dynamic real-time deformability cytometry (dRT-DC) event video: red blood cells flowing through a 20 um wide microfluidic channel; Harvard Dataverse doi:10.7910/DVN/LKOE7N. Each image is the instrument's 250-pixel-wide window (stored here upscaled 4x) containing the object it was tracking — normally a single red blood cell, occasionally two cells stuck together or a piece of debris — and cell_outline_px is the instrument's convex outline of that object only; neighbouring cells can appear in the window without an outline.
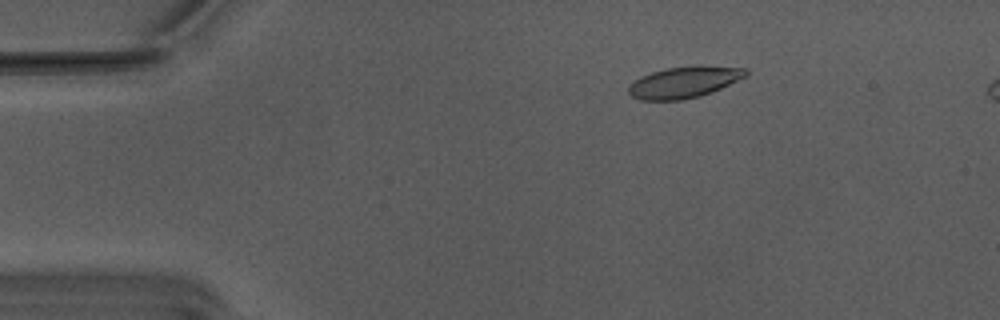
{"species": "Egyptian fruit bat (a non-hibernating species)", "species_latin": "Rousettus aegyptiacus", "temperature_condition": "warm", "stored_images_in_passage": 56, "camera_frame_rate_fps": 3000, "um_per_image_px": 0.085, "animal": {"sex": "male"}, "frame": {"image": 1, "passage_image": 10, "time_ms": 3.0, "image_size_px": [1000, 320], "cell_outline_px": [[748, 76], [712, 92], [700, 96], [680, 100], [640, 100], [632, 96], [628, 92], [628, 88], [640, 76], [652, 72], [668, 68], [744, 68], [748, 72]], "centroid_in_image_um": [58.11, 7.04], "position_along_channel_um": 26.9, "area_um2": 20.46}}
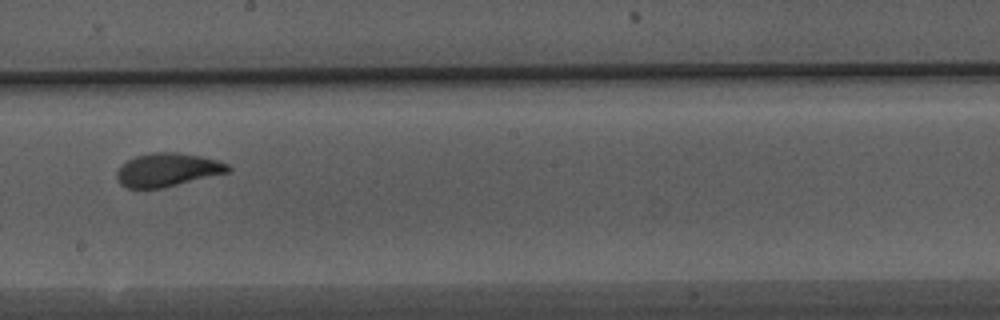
{"frame": {"image": 2, "passage_image": 32, "time_ms": 10.333, "image_size_px": [1000, 320], "cell_outline_px": [[232, 168], [228, 172], [164, 188], [128, 188], [120, 184], [116, 176], [116, 172], [120, 164], [136, 156], [152, 152], [176, 152], [200, 156], [220, 160], [228, 164]], "centroid_in_image_um": [14.23, 14.43], "position_along_channel_um": 234.0, "area_um2": 21.79}}
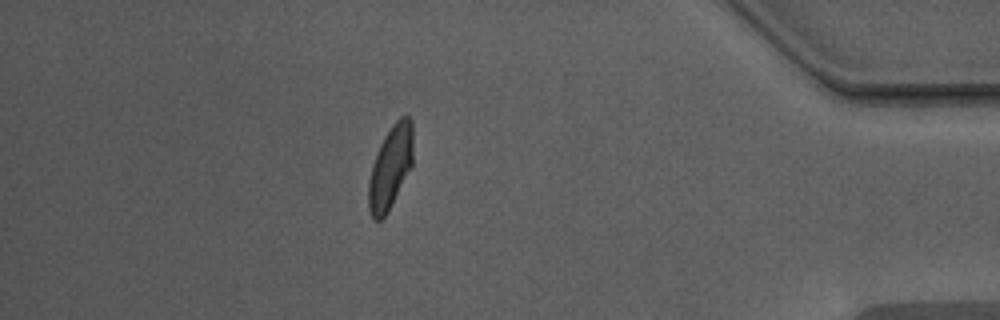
{"frame": {"image": 3, "passage_image": 49, "time_ms": 16.0, "image_size_px": [1000, 320], "cell_outline_px": [[412, 164], [388, 212], [380, 220], [372, 220], [368, 208], [368, 180], [372, 164], [380, 144], [384, 136], [392, 124], [400, 116], [408, 116], [412, 120]], "centroid_in_image_um": [33.16, 14.22], "position_along_channel_um": 402.0, "area_um2": 21.5}}